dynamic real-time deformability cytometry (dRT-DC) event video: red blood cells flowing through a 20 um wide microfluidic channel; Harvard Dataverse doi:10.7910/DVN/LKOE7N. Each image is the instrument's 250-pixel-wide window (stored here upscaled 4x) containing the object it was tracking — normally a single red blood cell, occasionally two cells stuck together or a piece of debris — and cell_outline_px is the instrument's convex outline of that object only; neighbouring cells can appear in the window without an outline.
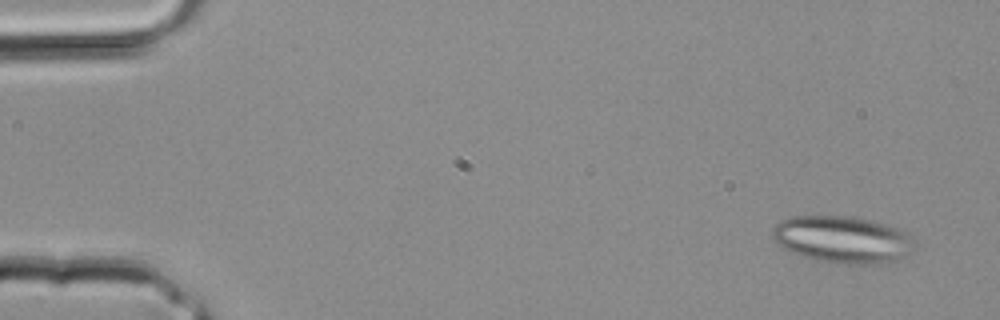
{"species": "common noctule bat (a hibernating species)", "species_latin": "Nyctalus noctula", "temperature_condition": "room temperature", "stored_images_in_passage": 3, "camera_frame_rate_fps": 3000, "um_per_image_px": 0.085, "animal": {"sex": "male", "body_mass_g": 20.4}, "frame": {"image": 1, "passage_image": 1, "time_ms": 0.0, "image_size_px": [1000, 320], "cell_outline_px": [[912, 252], [908, 256], [888, 264], [836, 264], [816, 260], [792, 252], [784, 248], [772, 236], [772, 228], [780, 220], [792, 216], [852, 216], [888, 224], [900, 228], [908, 232]], "centroid_in_image_um": [71.64, 20.36], "position_along_channel_um": 13.4, "area_um2": 39.19}}